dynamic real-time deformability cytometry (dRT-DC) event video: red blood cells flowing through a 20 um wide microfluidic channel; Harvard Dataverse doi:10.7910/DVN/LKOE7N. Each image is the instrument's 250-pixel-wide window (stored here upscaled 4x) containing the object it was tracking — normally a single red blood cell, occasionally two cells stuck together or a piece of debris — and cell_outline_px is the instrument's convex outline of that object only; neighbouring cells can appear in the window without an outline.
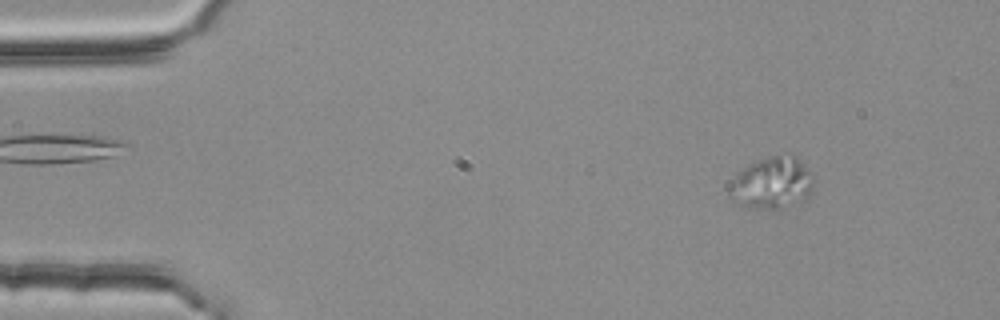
{"species": "common noctule bat (a hibernating species)", "species_latin": "Nyctalus noctula", "temperature_condition": "room temperature", "stored_images_in_passage": 55, "camera_frame_rate_fps": 3000, "um_per_image_px": 0.085, "animal": {"sex": "female", "body_mass_g": 25.1}, "frame": {"image": 1, "passage_image": 7, "time_ms": 2.0, "image_size_px": [1000, 320], "cell_outline_px": [[812, 192], [804, 200], [780, 212], [748, 208], [740, 204], [728, 196], [728, 188], [736, 172], [748, 164], [756, 160], [772, 156], [796, 156], [812, 172]], "centroid_in_image_um": [65.6, 15.62], "position_along_channel_um": 19.4, "area_um2": 26.24}}